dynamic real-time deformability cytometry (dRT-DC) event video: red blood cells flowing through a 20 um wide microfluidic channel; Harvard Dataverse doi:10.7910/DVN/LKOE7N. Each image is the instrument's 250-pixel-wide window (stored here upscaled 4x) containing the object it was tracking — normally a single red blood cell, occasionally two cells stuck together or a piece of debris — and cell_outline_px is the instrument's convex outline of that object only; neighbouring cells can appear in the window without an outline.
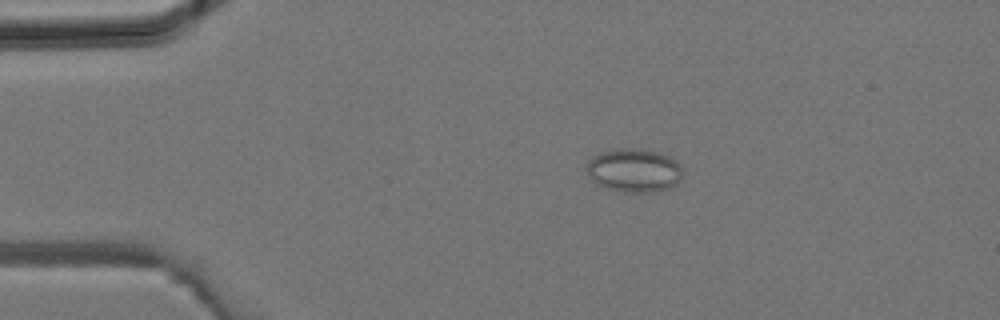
{"species": "common noctule bat (a hibernating species)", "species_latin": "Nyctalus noctula", "temperature_condition": "room temperature", "stored_images_in_passage": 3, "camera_frame_rate_fps": 3000, "um_per_image_px": 0.085, "animal": {"sex": "male", "body_mass_g": 19.2, "forearm_length_mm": 51.8}, "frame": {"image": 1, "passage_image": 2, "time_ms": 0.333, "image_size_px": [1000, 320], "cell_outline_px": [[684, 172], [680, 180], [676, 184], [668, 188], [652, 192], [624, 192], [604, 188], [596, 184], [588, 176], [588, 160], [592, 156], [600, 152], [616, 148], [632, 148], [656, 152], [668, 156], [676, 160], [684, 168]], "centroid_in_image_um": [53.9, 14.48], "position_along_channel_um": 31.1, "area_um2": 24.62}}